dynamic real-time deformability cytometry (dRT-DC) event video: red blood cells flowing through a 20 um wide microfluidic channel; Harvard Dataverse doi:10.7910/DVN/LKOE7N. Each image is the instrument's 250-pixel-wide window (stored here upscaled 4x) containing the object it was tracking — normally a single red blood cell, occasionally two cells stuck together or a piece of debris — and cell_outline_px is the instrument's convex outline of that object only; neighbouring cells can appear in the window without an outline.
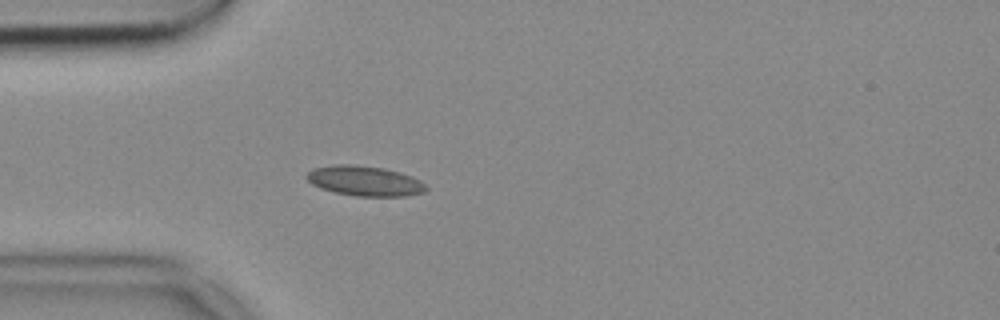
{"species": "common noctule bat (a hibernating species)", "species_latin": "Nyctalus noctula", "temperature_condition": "cold", "stored_images_in_passage": 39, "camera_frame_rate_fps": 3000, "um_per_image_px": 0.085, "animal": {"sex": "female", "body_mass_g": 18.4}, "frame": {"image": 1, "passage_image": 1, "time_ms": 0.0, "image_size_px": [1000, 320], "cell_outline_px": [[428, 188], [424, 192], [404, 196], [356, 196], [336, 192], [320, 188], [312, 184], [304, 176], [312, 168], [336, 164], [348, 164], [384, 168], [400, 172], [412, 176], [420, 180]], "centroid_in_image_um": [30.99, 15.37], "position_along_channel_um": 54.0, "area_um2": 20.87}}
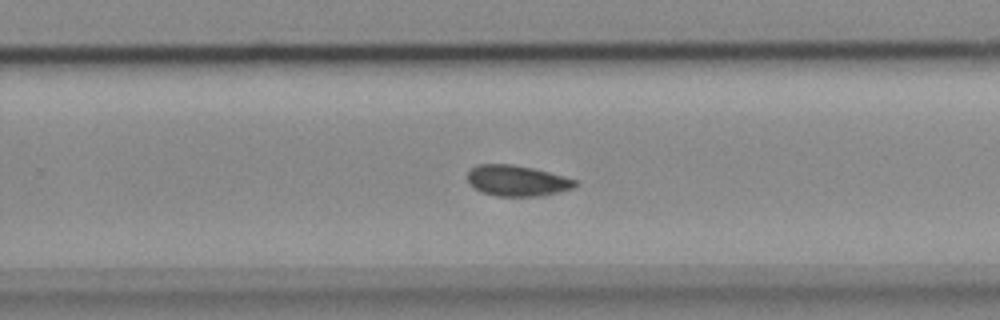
{"frame": {"image": 2, "passage_image": 20, "time_ms": 6.333, "image_size_px": [1000, 320], "cell_outline_px": [[580, 184], [572, 188], [556, 192], [536, 196], [496, 196], [480, 192], [468, 180], [468, 172], [476, 164], [512, 164], [532, 168], [564, 176], [576, 180]], "centroid_in_image_um": [43.94, 15.35], "position_along_channel_um": 285.9, "area_um2": 19.13}}
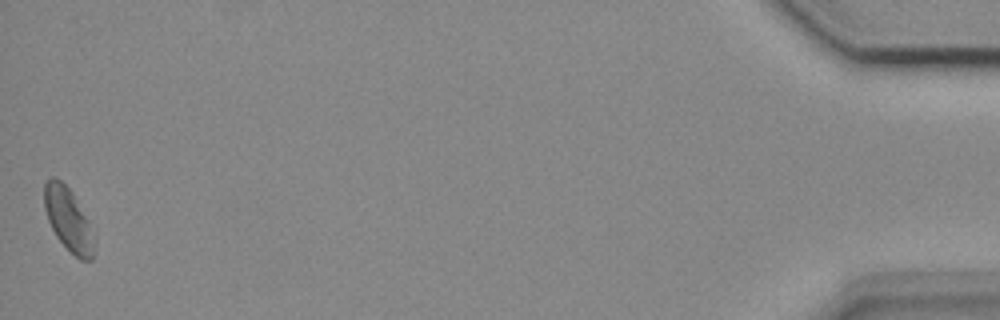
{"frame": {"image": 3, "passage_image": 39, "time_ms": 12.667, "image_size_px": [1000, 320], "cell_outline_px": [[96, 240], [92, 260], [80, 260], [56, 236], [48, 220], [44, 208], [44, 184], [52, 176], [56, 176], [72, 192], [88, 220], [96, 236]], "centroid_in_image_um": [5.83, 18.65], "position_along_channel_um": 429.4, "area_um2": 18.38}}